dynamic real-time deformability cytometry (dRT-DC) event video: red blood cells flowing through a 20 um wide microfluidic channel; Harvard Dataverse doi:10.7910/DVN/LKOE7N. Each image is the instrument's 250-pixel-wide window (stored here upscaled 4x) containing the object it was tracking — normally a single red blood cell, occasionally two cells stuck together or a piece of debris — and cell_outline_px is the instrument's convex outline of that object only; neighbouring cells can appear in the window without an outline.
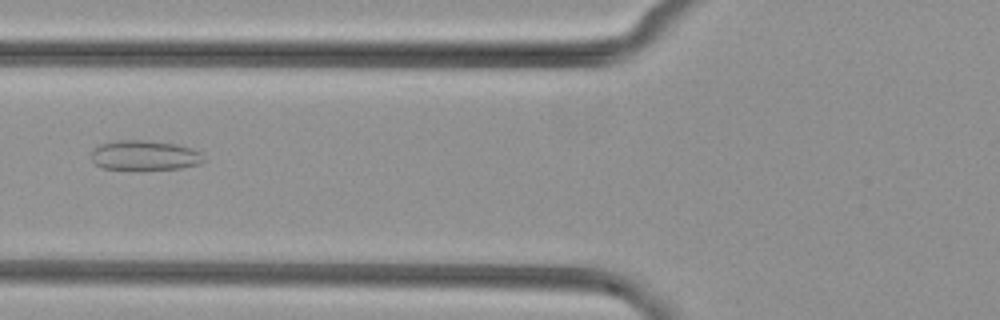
{"species": "common noctule bat (a hibernating species)", "species_latin": "Nyctalus noctula", "temperature_condition": "cold", "stored_images_in_passage": 36, "camera_frame_rate_fps": 3000, "um_per_image_px": 0.085, "animal": {"sex": "female", "body_mass_g": 29.2, "forearm_length_mm": 56.3}, "frame": {"image": 1, "passage_image": 5, "time_ms": 1.333, "image_size_px": [1000, 320], "cell_outline_px": [[208, 160], [200, 164], [180, 168], [136, 172], [104, 168], [96, 164], [92, 160], [92, 148], [100, 144], [116, 140], [148, 140], [176, 144], [192, 148], [200, 152]], "centroid_in_image_um": [12.31, 13.24], "position_along_channel_um": 113.5, "area_um2": 20.46}}
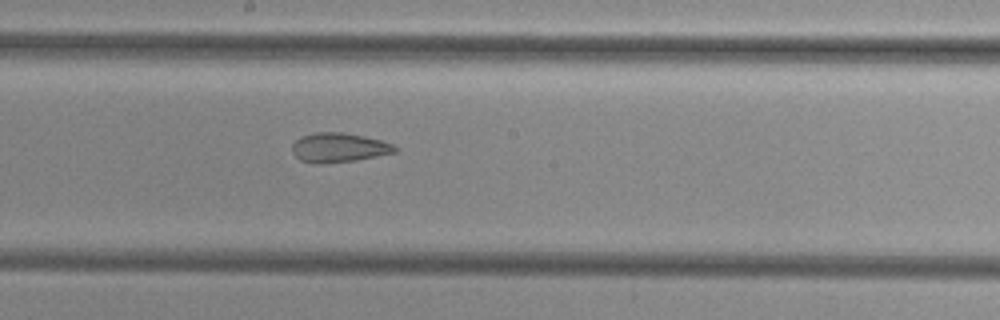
{"frame": {"image": 2, "passage_image": 13, "time_ms": 4.0, "image_size_px": [1000, 320], "cell_outline_px": [[400, 148], [396, 152], [356, 160], [320, 164], [316, 164], [300, 160], [292, 152], [292, 144], [300, 136], [316, 132], [344, 132], [364, 136], [380, 140], [392, 144]], "centroid_in_image_um": [28.79, 12.54], "position_along_channel_um": 219.4, "area_um2": 17.69}}
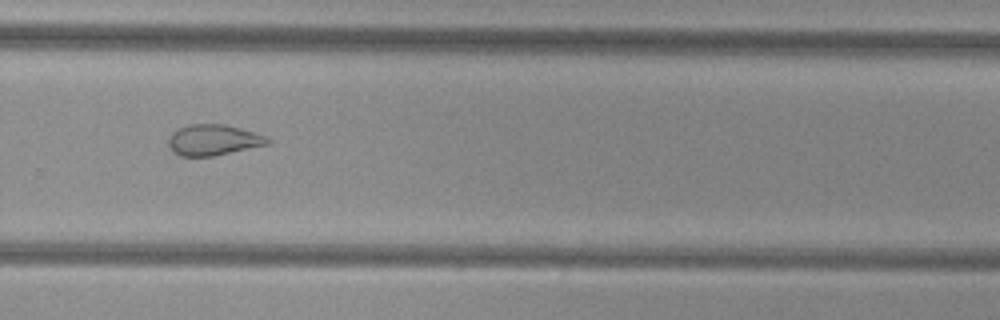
{"frame": {"image": 3, "passage_image": 20, "time_ms": 6.333, "image_size_px": [1000, 320], "cell_outline_px": [[272, 144], [212, 156], [180, 156], [172, 152], [168, 144], [168, 140], [172, 132], [188, 124], [224, 124], [256, 132], [272, 140]], "centroid_in_image_um": [18.16, 11.9], "position_along_channel_um": 311.6, "area_um2": 17.98}}